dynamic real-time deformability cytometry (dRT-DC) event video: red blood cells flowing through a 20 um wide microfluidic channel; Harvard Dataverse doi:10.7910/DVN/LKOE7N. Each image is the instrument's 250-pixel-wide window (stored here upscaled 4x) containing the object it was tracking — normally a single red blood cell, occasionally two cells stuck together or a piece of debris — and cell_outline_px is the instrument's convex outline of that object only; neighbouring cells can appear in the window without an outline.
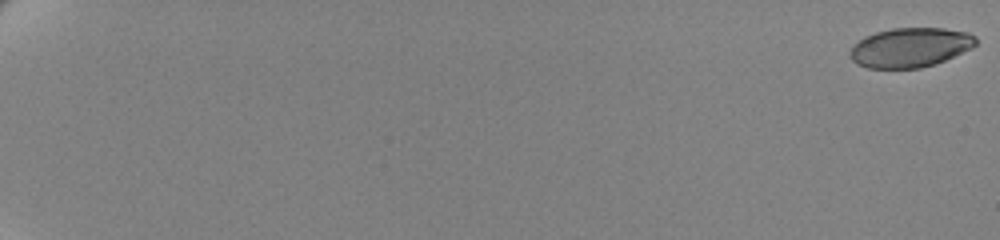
{"species": "human", "species_latin": "Homo sapiens", "temperature_condition": "cold", "stored_images_in_passage": 63, "camera_frame_rate_fps": 3000, "um_per_image_px": 0.085, "donor": {"sex": "female"}, "frame": {"image": 1, "passage_image": 1, "time_ms": 0.0, "image_size_px": [1000, 240], "cell_outline_px": [[976, 44], [972, 48], [944, 60], [920, 68], [868, 68], [856, 64], [852, 60], [848, 52], [864, 36], [876, 32], [892, 28], [944, 28], [968, 32], [976, 36]], "centroid_in_image_um": [77.36, 4.03], "position_along_channel_um": 7.6, "area_um2": 28.84}}
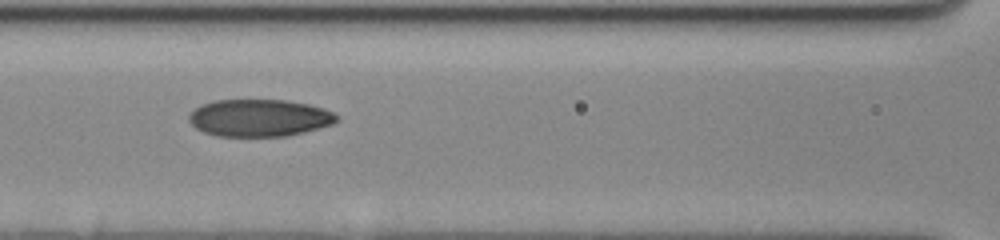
{"frame": {"image": 2, "passage_image": 33, "time_ms": 10.667, "image_size_px": [1000, 240], "cell_outline_px": [[340, 120], [332, 124], [304, 132], [284, 136], [216, 136], [204, 132], [196, 128], [188, 120], [188, 116], [200, 104], [216, 100], [284, 100], [308, 104], [324, 108], [332, 112]], "centroid_in_image_um": [22.03, 10.02], "position_along_channel_um": 144.6, "area_um2": 31.96}}
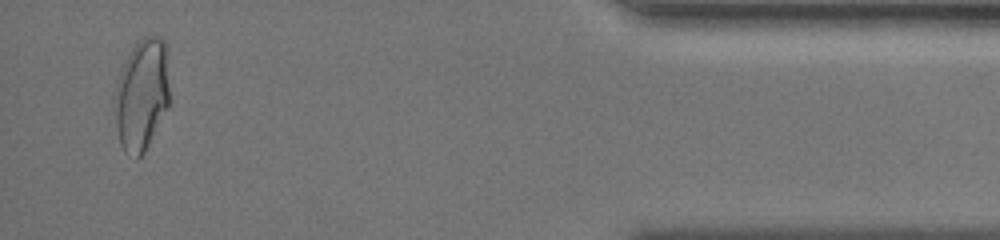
{"frame": {"image": 3, "passage_image": 61, "time_ms": 20.0, "image_size_px": [1000, 240], "cell_outline_px": [[168, 104], [144, 152], [136, 160], [124, 152], [120, 144], [116, 124], [116, 84], [120, 72], [132, 48], [144, 36], [160, 36], [168, 44]], "centroid_in_image_um": [12.07, 8.01], "position_along_channel_um": 423.1, "area_um2": 35.32}, "authors_computed_cell_mechanics": {"area_um2": 31.7322, "velocity_mm_per_s": 3.4982, "shape_relaxation_time_tau1_ms": 6.1713, "shape_relaxation_time_tau2_ms": 2.0745, "deformation_change_tau1": 0.1629, "deformation_change_tau2": 0.073}}